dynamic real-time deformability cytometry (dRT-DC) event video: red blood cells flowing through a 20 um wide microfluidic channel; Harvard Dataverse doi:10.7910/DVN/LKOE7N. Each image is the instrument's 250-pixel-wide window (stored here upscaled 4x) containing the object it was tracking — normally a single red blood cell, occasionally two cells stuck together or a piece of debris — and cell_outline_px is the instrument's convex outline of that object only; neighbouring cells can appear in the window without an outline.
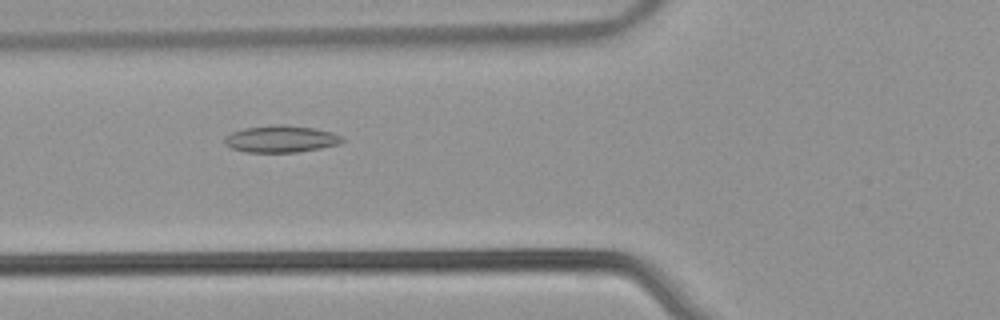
{"species": "common noctule bat (a hibernating species)", "species_latin": "Nyctalus noctula", "temperature_condition": "warm", "stored_images_in_passage": 51, "camera_frame_rate_fps": 3000, "um_per_image_px": 0.085, "animal": {"sex": "male", "body_mass_g": 21.5, "forearm_length_mm": 52.0}, "frame": {"image": 1, "passage_image": 20, "time_ms": 6.333, "image_size_px": [1000, 320], "cell_outline_px": [[344, 140], [340, 144], [320, 148], [296, 152], [248, 152], [232, 148], [224, 144], [224, 136], [232, 132], [244, 128], [272, 124], [284, 124], [316, 128], [332, 132], [340, 136]], "centroid_in_image_um": [23.87, 11.8], "position_along_channel_um": 101.9, "area_um2": 18.55}}
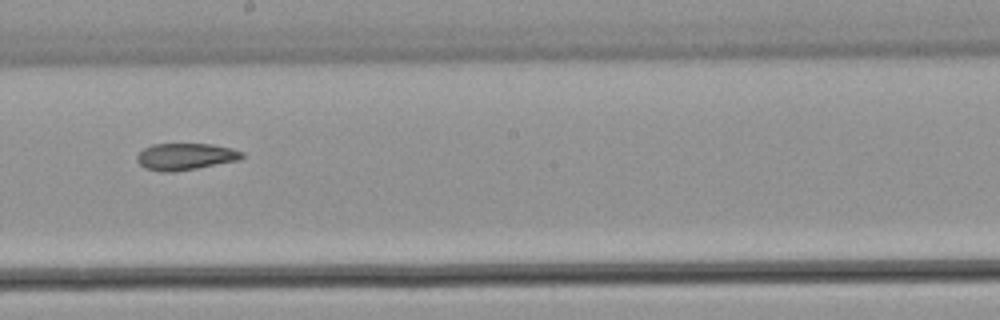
{"frame": {"image": 2, "passage_image": 30, "time_ms": 9.667, "image_size_px": [1000, 320], "cell_outline_px": [[244, 156], [240, 160], [196, 168], [172, 172], [160, 172], [144, 168], [136, 160], [136, 156], [144, 148], [152, 144], [212, 144], [232, 148], [244, 152]], "centroid_in_image_um": [15.76, 13.31], "position_along_channel_um": 232.4, "area_um2": 16.47}}
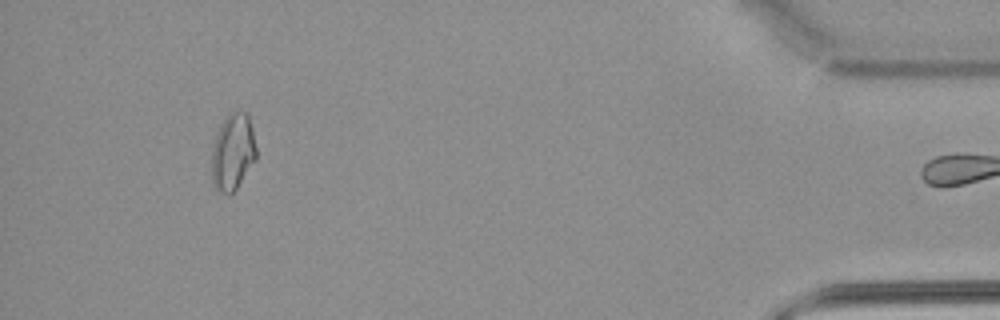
{"frame": {"image": 3, "passage_image": 49, "time_ms": 16.0, "image_size_px": [1000, 320], "cell_outline_px": [[256, 160], [236, 188], [228, 196], [220, 192], [212, 184], [212, 144], [216, 132], [220, 124], [228, 112], [232, 108], [236, 108], [248, 112], [252, 128], [256, 148]], "centroid_in_image_um": [19.78, 12.84], "position_along_channel_um": 415.4, "area_um2": 20.52}, "authors_computed_cell_mechanics": {"area_um2": 18.0336, "velocity_mm_per_s": 3.9094, "shape_relaxation_time_tau1_ms": null, "shape_relaxation_time_tau2_ms": 7.2972, "deformation_change_tau1": null, "deformation_change_tau2": 0.1489}}